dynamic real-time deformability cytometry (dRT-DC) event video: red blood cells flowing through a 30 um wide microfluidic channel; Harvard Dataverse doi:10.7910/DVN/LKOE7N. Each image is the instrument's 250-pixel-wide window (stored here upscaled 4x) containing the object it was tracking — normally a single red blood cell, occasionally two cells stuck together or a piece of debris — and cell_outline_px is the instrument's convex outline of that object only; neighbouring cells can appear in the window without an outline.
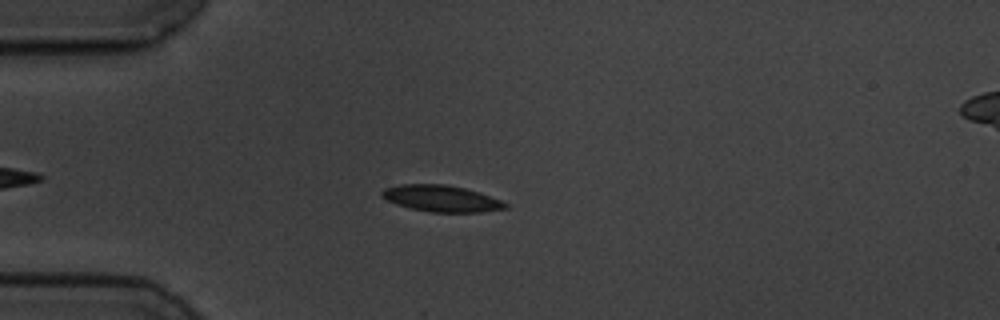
{"species": "common noctule bat (a hibernating species)", "species_latin": "Nyctalus noctula", "temperature_condition": "cold", "stored_images_in_passage": 44, "camera_frame_rate_fps": 3000, "um_per_image_px": 0.085, "animal": {"sex": "male", "body_mass_g": 19.5, "forearm_length_mm": 54.6}, "frame": {"image": 1, "passage_image": 10, "time_ms": 3.0, "image_size_px": [1000, 320], "cell_outline_px": [[508, 208], [480, 212], [432, 212], [408, 208], [396, 204], [380, 196], [380, 192], [384, 188], [400, 184], [444, 184], [464, 188], [500, 200], [508, 204]], "centroid_in_image_um": [37.46, 16.87], "position_along_channel_um": 47.5, "area_um2": 18.9}}
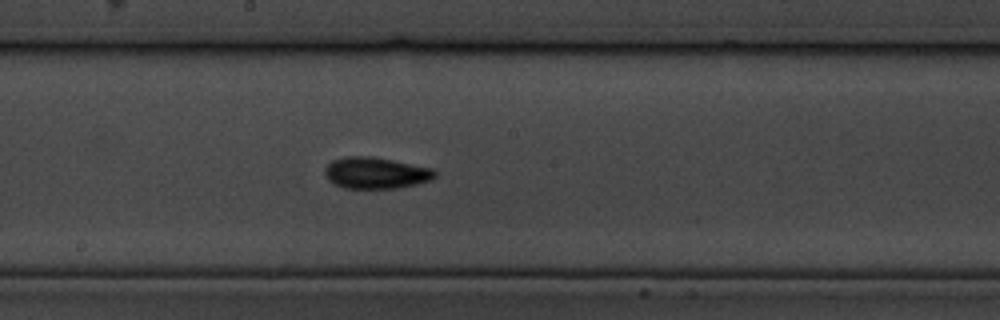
{"frame": {"image": 2, "passage_image": 26, "time_ms": 8.333, "image_size_px": [1000, 320], "cell_outline_px": [[436, 176], [432, 180], [400, 188], [344, 188], [328, 180], [324, 172], [324, 168], [332, 160], [348, 156], [372, 156], [432, 168], [436, 172]], "centroid_in_image_um": [31.94, 14.7], "position_along_channel_um": 216.3, "area_um2": 20.17}}
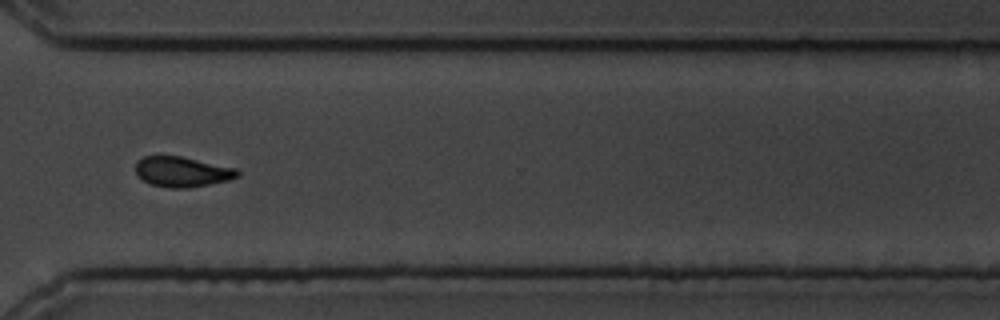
{"frame": {"image": 3, "passage_image": 38, "time_ms": 12.333, "image_size_px": [1000, 320], "cell_outline_px": [[240, 176], [228, 180], [188, 188], [168, 188], [152, 184], [136, 176], [136, 160], [144, 156], [180, 156], [236, 168], [240, 172]], "centroid_in_image_um": [15.47, 14.6], "position_along_channel_um": 355.1, "area_um2": 17.92}, "authors_computed_cell_mechanics": {"area_um2": 18.9584, "velocity_mm_per_s": 3.4716, "shape_relaxation_time_tau1_ms": 3.6306, "shape_relaxation_time_tau2_ms": 1.9453, "deformation_change_tau1": 0.1162, "deformation_change_tau2": 0.0624}}